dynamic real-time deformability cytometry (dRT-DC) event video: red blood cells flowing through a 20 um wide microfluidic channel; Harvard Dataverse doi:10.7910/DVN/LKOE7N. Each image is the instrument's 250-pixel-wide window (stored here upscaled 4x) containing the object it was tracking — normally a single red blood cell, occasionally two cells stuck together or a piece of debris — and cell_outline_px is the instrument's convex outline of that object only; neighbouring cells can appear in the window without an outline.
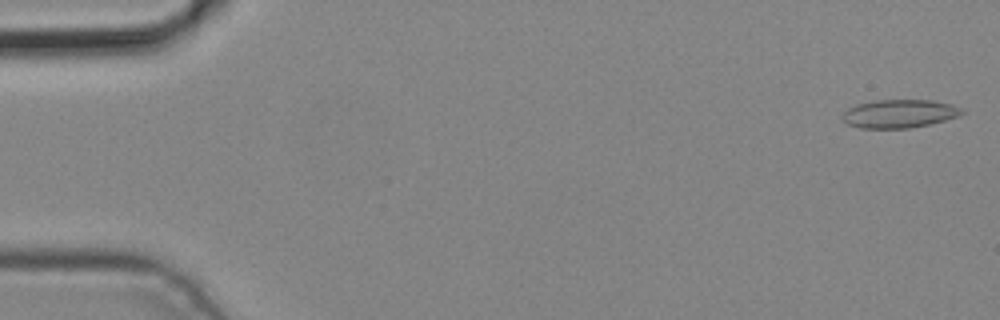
{"species": "common noctule bat (a hibernating species)", "species_latin": "Nyctalus noctula", "temperature_condition": "cold", "stored_images_in_passage": 6, "camera_frame_rate_fps": 3000, "um_per_image_px": 0.085, "animal": {"sex": "male", "body_mass_g": 19.2, "forearm_length_mm": 51.8}, "frame": {"image": 1, "passage_image": 1, "time_ms": 0.0, "image_size_px": [1000, 320], "cell_outline_px": [[964, 112], [960, 116], [912, 128], [860, 128], [848, 124], [840, 116], [848, 108], [856, 104], [876, 100], [932, 100], [952, 104], [960, 108]], "centroid_in_image_um": [76.43, 9.66], "position_along_channel_um": 8.6, "area_um2": 19.71}}
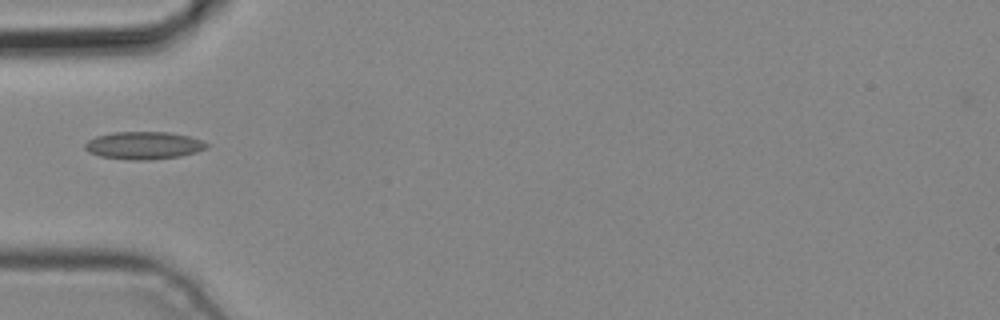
{"frame": {"image": 2, "passage_image": 5, "time_ms": 1.333, "image_size_px": [1000, 320], "cell_outline_px": [[208, 148], [196, 152], [180, 156], [148, 160], [128, 160], [100, 156], [88, 152], [84, 148], [84, 144], [88, 140], [96, 136], [112, 132], [168, 132], [188, 136], [204, 140], [208, 144]], "centroid_in_image_um": [12.21, 12.36], "position_along_channel_um": 72.8, "area_um2": 19.71}}
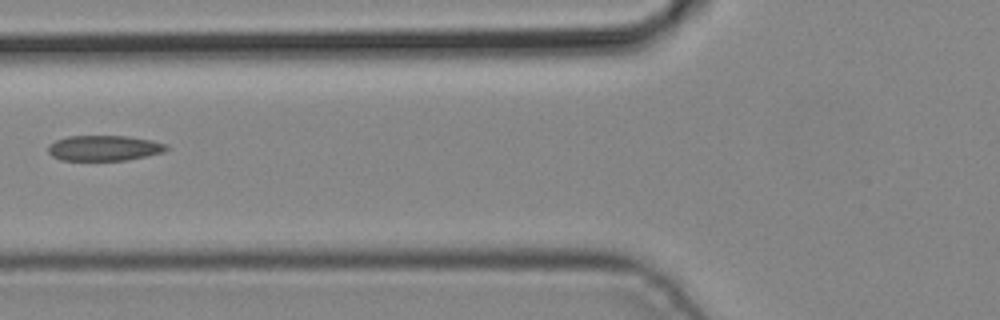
{"frame": {"image": 3, "passage_image": 6, "time_ms": 1.667, "image_size_px": [1000, 320], "cell_outline_px": [[168, 148], [164, 152], [124, 160], [60, 160], [52, 156], [48, 152], [48, 144], [56, 140], [68, 136], [128, 136], [152, 140], [168, 144]], "centroid_in_image_um": [8.83, 12.58], "position_along_channel_um": 117.0, "area_um2": 17.51}}